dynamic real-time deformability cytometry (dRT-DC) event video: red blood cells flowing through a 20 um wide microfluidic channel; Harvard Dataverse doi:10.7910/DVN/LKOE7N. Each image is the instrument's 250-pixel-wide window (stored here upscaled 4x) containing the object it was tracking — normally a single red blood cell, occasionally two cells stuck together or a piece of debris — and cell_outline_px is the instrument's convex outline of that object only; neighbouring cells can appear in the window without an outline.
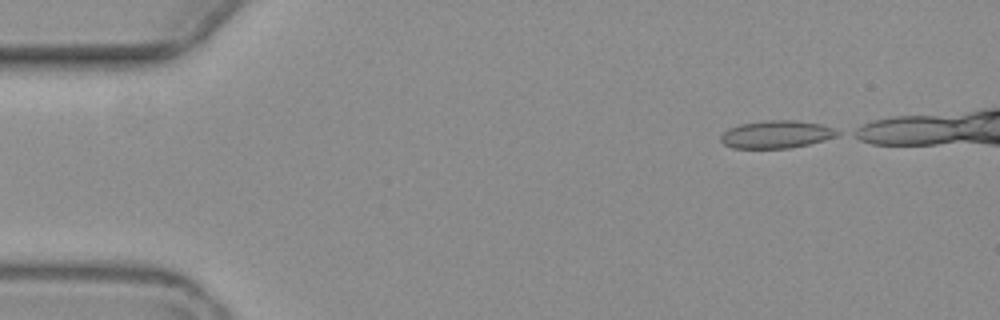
{"species": "common noctule bat (a hibernating species)", "species_latin": "Nyctalus noctula", "temperature_condition": "warm", "stored_images_in_passage": 5, "camera_frame_rate_fps": 3000, "um_per_image_px": 0.085, "animal": {"sex": "female", "body_mass_g": 19.3, "forearm_length_mm": 54.1}, "frame": {"image": 1, "passage_image": 1, "time_ms": 0.0, "image_size_px": [1000, 320], "cell_outline_px": [[840, 132], [836, 136], [824, 140], [808, 144], [788, 148], [732, 148], [724, 144], [720, 140], [720, 136], [728, 128], [740, 124], [768, 120], [792, 120], [820, 124], [832, 128]], "centroid_in_image_um": [65.95, 11.42], "position_along_channel_um": 19.0, "area_um2": 18.61}}